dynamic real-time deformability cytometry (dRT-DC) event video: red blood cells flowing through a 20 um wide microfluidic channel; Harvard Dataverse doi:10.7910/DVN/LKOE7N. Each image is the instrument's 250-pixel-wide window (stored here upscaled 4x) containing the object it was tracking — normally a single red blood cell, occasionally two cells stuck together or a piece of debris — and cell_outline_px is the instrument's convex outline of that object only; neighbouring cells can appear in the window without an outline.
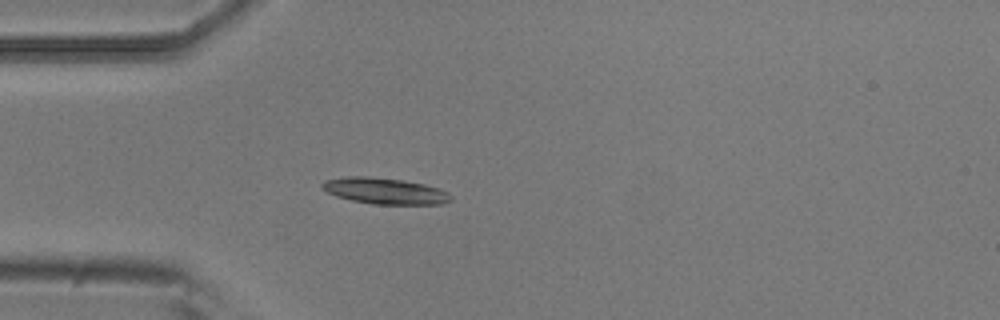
{"species": "common noctule bat (a hibernating species)", "species_latin": "Nyctalus noctula", "temperature_condition": "room temperature", "stored_images_in_passage": 3, "camera_frame_rate_fps": 3000, "um_per_image_px": 0.085, "animal": {"sex": "male", "body_mass_g": 20.5, "forearm_length_mm": 52.5}, "frame": {"image": 1, "passage_image": 3, "time_ms": 0.667, "image_size_px": [1000, 320], "cell_outline_px": [[452, 200], [444, 204], [372, 204], [352, 200], [336, 196], [320, 188], [320, 184], [324, 180], [344, 176], [368, 176], [404, 180], [424, 184], [440, 188], [448, 192], [452, 196]], "centroid_in_image_um": [32.71, 16.22], "position_along_channel_um": 52.3, "area_um2": 19.88}}